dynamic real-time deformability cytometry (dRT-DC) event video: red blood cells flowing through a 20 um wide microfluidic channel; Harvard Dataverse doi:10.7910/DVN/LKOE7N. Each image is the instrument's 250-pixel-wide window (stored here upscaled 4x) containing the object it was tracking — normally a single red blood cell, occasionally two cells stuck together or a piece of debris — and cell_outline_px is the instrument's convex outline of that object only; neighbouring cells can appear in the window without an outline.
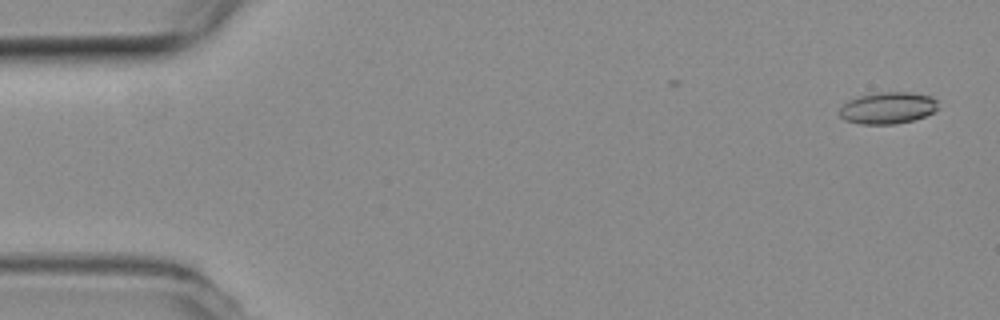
{"species": "common noctule bat (a hibernating species)", "species_latin": "Nyctalus noctula", "temperature_condition": "room temperature", "stored_images_in_passage": 10, "camera_frame_rate_fps": 3000, "um_per_image_px": 0.085, "animal": {"sex": "female", "body_mass_g": 19.3, "forearm_length_mm": 54.1}, "frame": {"image": 1, "passage_image": 2, "time_ms": 0.333, "image_size_px": [1000, 320], "cell_outline_px": [[936, 108], [932, 112], [924, 116], [912, 120], [896, 124], [860, 124], [844, 120], [840, 116], [840, 108], [848, 100], [860, 96], [880, 92], [912, 92], [932, 96], [936, 100]], "centroid_in_image_um": [75.44, 9.17], "position_along_channel_um": 9.6, "area_um2": 18.09}}